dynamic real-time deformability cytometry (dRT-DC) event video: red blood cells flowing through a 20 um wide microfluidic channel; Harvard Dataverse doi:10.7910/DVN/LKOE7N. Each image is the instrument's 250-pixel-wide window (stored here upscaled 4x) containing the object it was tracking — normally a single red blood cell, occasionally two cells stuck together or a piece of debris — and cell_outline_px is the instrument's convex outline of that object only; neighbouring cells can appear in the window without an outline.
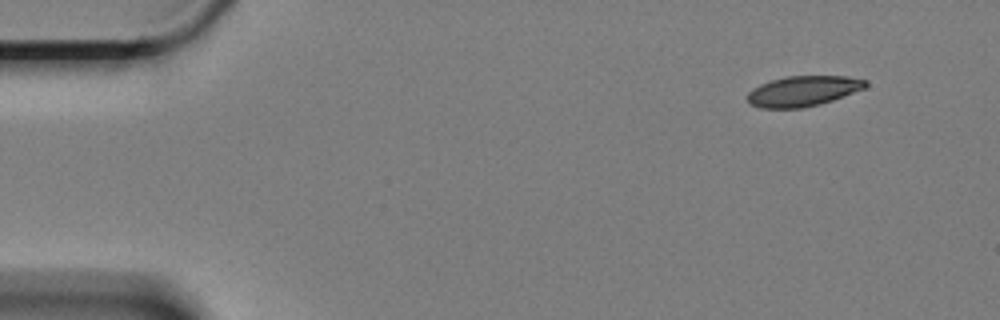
{"species": "Egyptian fruit bat (a non-hibernating species)", "species_latin": "Rousettus aegyptiacus", "temperature_condition": "cold", "stored_images_in_passage": 51, "camera_frame_rate_fps": 3000, "um_per_image_px": 0.085, "animal": {"sex": "female"}, "frame": {"image": 1, "passage_image": 1, "time_ms": 0.0, "image_size_px": [1000, 320], "cell_outline_px": [[868, 84], [864, 88], [832, 100], [820, 104], [804, 108], [760, 108], [748, 104], [748, 92], [752, 88], [760, 84], [772, 80], [788, 76], [848, 76], [868, 80]], "centroid_in_image_um": [68.24, 7.74], "position_along_channel_um": 16.8, "area_um2": 20.92}}
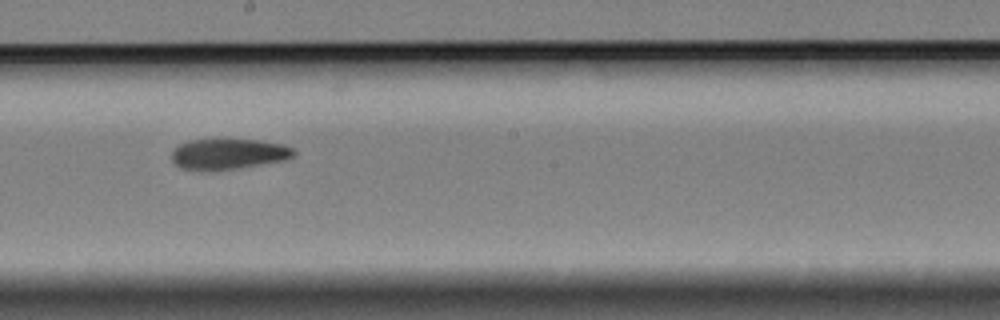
{"frame": {"image": 2, "passage_image": 29, "time_ms": 9.333, "image_size_px": [1000, 320], "cell_outline_px": [[296, 152], [292, 156], [284, 160], [240, 168], [180, 168], [172, 160], [172, 152], [180, 144], [188, 140], [260, 140], [284, 144], [292, 148]], "centroid_in_image_um": [19.47, 13.06], "position_along_channel_um": 228.7, "area_um2": 21.04}}
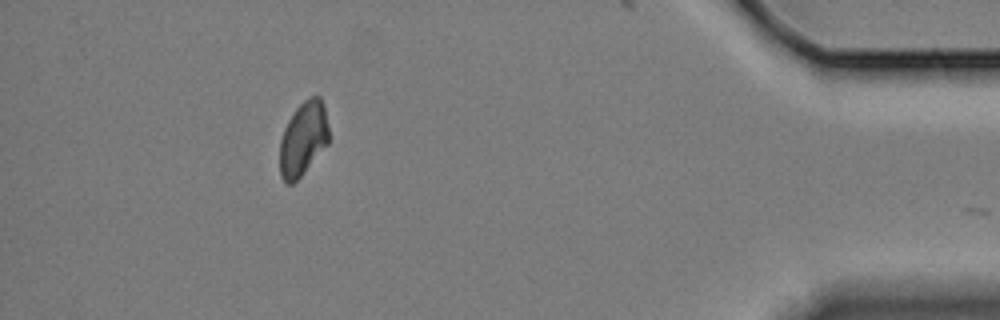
{"frame": {"image": 3, "passage_image": 50, "time_ms": 16.333, "image_size_px": [1000, 320], "cell_outline_px": [[328, 144], [300, 176], [292, 184], [284, 184], [280, 176], [280, 140], [284, 128], [288, 120], [296, 108], [304, 100], [312, 96], [320, 96], [324, 104], [328, 128]], "centroid_in_image_um": [25.76, 11.79], "position_along_channel_um": 409.4, "area_um2": 21.1}}